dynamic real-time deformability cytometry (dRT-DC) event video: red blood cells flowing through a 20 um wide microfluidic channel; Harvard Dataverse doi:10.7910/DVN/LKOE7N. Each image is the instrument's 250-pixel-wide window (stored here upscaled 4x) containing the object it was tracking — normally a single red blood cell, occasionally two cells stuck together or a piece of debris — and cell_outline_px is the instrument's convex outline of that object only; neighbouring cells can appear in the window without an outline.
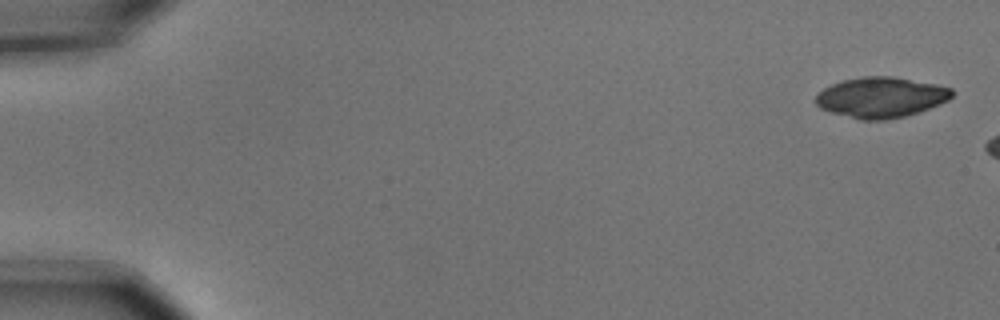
{"species": "common noctule bat (a hibernating species)", "species_latin": "Nyctalus noctula", "temperature_condition": "cold", "stored_images_in_passage": 3, "camera_frame_rate_fps": 3000, "um_per_image_px": 0.085, "animal": {"sex": "male", "body_mass_g": 15.6}, "frame": {"image": 1, "passage_image": 1, "time_ms": 0.0, "image_size_px": [1000, 320], "cell_outline_px": [[952, 96], [948, 100], [940, 104], [904, 116], [884, 120], [860, 120], [832, 112], [820, 108], [816, 104], [816, 96], [824, 88], [832, 84], [844, 80], [864, 76], [892, 76], [936, 84], [952, 88]], "centroid_in_image_um": [74.88, 8.27], "position_along_channel_um": 10.1, "area_um2": 31.85}}